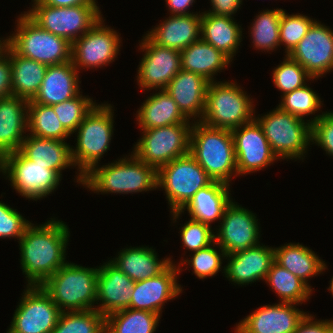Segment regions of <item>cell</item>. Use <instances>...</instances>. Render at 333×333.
<instances>
[{"instance_id": "9f6ffc18", "label": "cell", "mask_w": 333, "mask_h": 333, "mask_svg": "<svg viewBox=\"0 0 333 333\" xmlns=\"http://www.w3.org/2000/svg\"><path fill=\"white\" fill-rule=\"evenodd\" d=\"M328 290L331 292V294L333 296V287H329Z\"/></svg>"}, {"instance_id": "52a82bcc", "label": "cell", "mask_w": 333, "mask_h": 333, "mask_svg": "<svg viewBox=\"0 0 333 333\" xmlns=\"http://www.w3.org/2000/svg\"><path fill=\"white\" fill-rule=\"evenodd\" d=\"M7 39L8 45L18 55L47 66L71 61L72 44L65 38L43 30L25 13L20 14L15 33Z\"/></svg>"}, {"instance_id": "f6af8a7d", "label": "cell", "mask_w": 333, "mask_h": 333, "mask_svg": "<svg viewBox=\"0 0 333 333\" xmlns=\"http://www.w3.org/2000/svg\"><path fill=\"white\" fill-rule=\"evenodd\" d=\"M212 226L190 219L181 227V240L186 249L195 252L206 248L215 241Z\"/></svg>"}, {"instance_id": "db71d44e", "label": "cell", "mask_w": 333, "mask_h": 333, "mask_svg": "<svg viewBox=\"0 0 333 333\" xmlns=\"http://www.w3.org/2000/svg\"><path fill=\"white\" fill-rule=\"evenodd\" d=\"M8 46V39L0 40V55L5 52L6 47Z\"/></svg>"}, {"instance_id": "44dd1931", "label": "cell", "mask_w": 333, "mask_h": 333, "mask_svg": "<svg viewBox=\"0 0 333 333\" xmlns=\"http://www.w3.org/2000/svg\"><path fill=\"white\" fill-rule=\"evenodd\" d=\"M223 259H228V263L223 269L225 277L242 286L259 279L265 280L268 271L275 262V252L274 248L259 244L228 254Z\"/></svg>"}, {"instance_id": "e575fe53", "label": "cell", "mask_w": 333, "mask_h": 333, "mask_svg": "<svg viewBox=\"0 0 333 333\" xmlns=\"http://www.w3.org/2000/svg\"><path fill=\"white\" fill-rule=\"evenodd\" d=\"M160 316L132 308L115 311L105 317V333H154Z\"/></svg>"}, {"instance_id": "5b68a950", "label": "cell", "mask_w": 333, "mask_h": 333, "mask_svg": "<svg viewBox=\"0 0 333 333\" xmlns=\"http://www.w3.org/2000/svg\"><path fill=\"white\" fill-rule=\"evenodd\" d=\"M112 108L108 103L96 104L75 131L77 143L71 148V155L75 167L78 166L77 182L81 185L83 176L98 165L103 154L109 150L114 126Z\"/></svg>"}, {"instance_id": "83f0119b", "label": "cell", "mask_w": 333, "mask_h": 333, "mask_svg": "<svg viewBox=\"0 0 333 333\" xmlns=\"http://www.w3.org/2000/svg\"><path fill=\"white\" fill-rule=\"evenodd\" d=\"M29 135L24 138L18 150L24 157L47 169L55 170L60 176L62 170L75 166L71 155L72 146L65 141Z\"/></svg>"}, {"instance_id": "4316f807", "label": "cell", "mask_w": 333, "mask_h": 333, "mask_svg": "<svg viewBox=\"0 0 333 333\" xmlns=\"http://www.w3.org/2000/svg\"><path fill=\"white\" fill-rule=\"evenodd\" d=\"M230 185L223 182L212 181L206 187L200 189L189 203L181 210L172 213L173 221L187 209L190 219L199 221L211 226L214 221H221L225 209L232 199L229 197Z\"/></svg>"}, {"instance_id": "8992f818", "label": "cell", "mask_w": 333, "mask_h": 333, "mask_svg": "<svg viewBox=\"0 0 333 333\" xmlns=\"http://www.w3.org/2000/svg\"><path fill=\"white\" fill-rule=\"evenodd\" d=\"M252 99L236 82H210L201 123L208 127L235 129L254 120ZM254 116V117H253Z\"/></svg>"}, {"instance_id": "603a6c76", "label": "cell", "mask_w": 333, "mask_h": 333, "mask_svg": "<svg viewBox=\"0 0 333 333\" xmlns=\"http://www.w3.org/2000/svg\"><path fill=\"white\" fill-rule=\"evenodd\" d=\"M209 83L203 76L181 69L165 90L189 120L198 117L197 121H201Z\"/></svg>"}, {"instance_id": "484cf974", "label": "cell", "mask_w": 333, "mask_h": 333, "mask_svg": "<svg viewBox=\"0 0 333 333\" xmlns=\"http://www.w3.org/2000/svg\"><path fill=\"white\" fill-rule=\"evenodd\" d=\"M79 71L72 60L59 65L48 66L40 89L33 102L52 106L79 95ZM79 82V83H78Z\"/></svg>"}, {"instance_id": "d590c367", "label": "cell", "mask_w": 333, "mask_h": 333, "mask_svg": "<svg viewBox=\"0 0 333 333\" xmlns=\"http://www.w3.org/2000/svg\"><path fill=\"white\" fill-rule=\"evenodd\" d=\"M265 282L274 289L280 301L285 303L302 304L309 299L313 291L304 281L276 262L268 271Z\"/></svg>"}, {"instance_id": "bcb514c9", "label": "cell", "mask_w": 333, "mask_h": 333, "mask_svg": "<svg viewBox=\"0 0 333 333\" xmlns=\"http://www.w3.org/2000/svg\"><path fill=\"white\" fill-rule=\"evenodd\" d=\"M311 123V142L316 143L326 154L333 157V112H323L309 120Z\"/></svg>"}, {"instance_id": "ffe728a7", "label": "cell", "mask_w": 333, "mask_h": 333, "mask_svg": "<svg viewBox=\"0 0 333 333\" xmlns=\"http://www.w3.org/2000/svg\"><path fill=\"white\" fill-rule=\"evenodd\" d=\"M296 305L279 302L258 307L238 323L235 333H294L307 315Z\"/></svg>"}, {"instance_id": "b9f144b4", "label": "cell", "mask_w": 333, "mask_h": 333, "mask_svg": "<svg viewBox=\"0 0 333 333\" xmlns=\"http://www.w3.org/2000/svg\"><path fill=\"white\" fill-rule=\"evenodd\" d=\"M273 83L284 95L307 84L305 81L313 80L298 62L285 55L284 61L272 73Z\"/></svg>"}, {"instance_id": "7402d4cb", "label": "cell", "mask_w": 333, "mask_h": 333, "mask_svg": "<svg viewBox=\"0 0 333 333\" xmlns=\"http://www.w3.org/2000/svg\"><path fill=\"white\" fill-rule=\"evenodd\" d=\"M134 281L110 260L98 268L96 308L105 317L130 306Z\"/></svg>"}, {"instance_id": "60d3db41", "label": "cell", "mask_w": 333, "mask_h": 333, "mask_svg": "<svg viewBox=\"0 0 333 333\" xmlns=\"http://www.w3.org/2000/svg\"><path fill=\"white\" fill-rule=\"evenodd\" d=\"M281 98L278 107L302 119L310 114H315L322 104L320 97L306 84L283 96L281 95Z\"/></svg>"}, {"instance_id": "11a10c76", "label": "cell", "mask_w": 333, "mask_h": 333, "mask_svg": "<svg viewBox=\"0 0 333 333\" xmlns=\"http://www.w3.org/2000/svg\"><path fill=\"white\" fill-rule=\"evenodd\" d=\"M329 287H333V276H332V278L330 280V286Z\"/></svg>"}, {"instance_id": "4dcf8cb0", "label": "cell", "mask_w": 333, "mask_h": 333, "mask_svg": "<svg viewBox=\"0 0 333 333\" xmlns=\"http://www.w3.org/2000/svg\"><path fill=\"white\" fill-rule=\"evenodd\" d=\"M142 104L136 115L141 130L190 121L166 90L153 93Z\"/></svg>"}, {"instance_id": "9a60e30c", "label": "cell", "mask_w": 333, "mask_h": 333, "mask_svg": "<svg viewBox=\"0 0 333 333\" xmlns=\"http://www.w3.org/2000/svg\"><path fill=\"white\" fill-rule=\"evenodd\" d=\"M139 49L145 51L137 70L140 89L165 90L169 82L181 70L180 51L159 46L147 35L143 37Z\"/></svg>"}, {"instance_id": "f5cc1de1", "label": "cell", "mask_w": 333, "mask_h": 333, "mask_svg": "<svg viewBox=\"0 0 333 333\" xmlns=\"http://www.w3.org/2000/svg\"><path fill=\"white\" fill-rule=\"evenodd\" d=\"M96 0H43L42 3L52 7H72L81 4H96Z\"/></svg>"}, {"instance_id": "7dc6e473", "label": "cell", "mask_w": 333, "mask_h": 333, "mask_svg": "<svg viewBox=\"0 0 333 333\" xmlns=\"http://www.w3.org/2000/svg\"><path fill=\"white\" fill-rule=\"evenodd\" d=\"M31 224L16 209L0 202V238H17L19 240Z\"/></svg>"}, {"instance_id": "cb8c5ba5", "label": "cell", "mask_w": 333, "mask_h": 333, "mask_svg": "<svg viewBox=\"0 0 333 333\" xmlns=\"http://www.w3.org/2000/svg\"><path fill=\"white\" fill-rule=\"evenodd\" d=\"M28 103L13 95L0 98V158L20 149L28 129Z\"/></svg>"}, {"instance_id": "7c38bea8", "label": "cell", "mask_w": 333, "mask_h": 333, "mask_svg": "<svg viewBox=\"0 0 333 333\" xmlns=\"http://www.w3.org/2000/svg\"><path fill=\"white\" fill-rule=\"evenodd\" d=\"M0 171L7 175L13 189L27 199L35 201L51 194L62 178L55 170L34 163L19 151L0 158Z\"/></svg>"}, {"instance_id": "9c48e42d", "label": "cell", "mask_w": 333, "mask_h": 333, "mask_svg": "<svg viewBox=\"0 0 333 333\" xmlns=\"http://www.w3.org/2000/svg\"><path fill=\"white\" fill-rule=\"evenodd\" d=\"M99 9L97 4L52 7L38 2L24 13L43 30L65 38L72 44L102 18Z\"/></svg>"}, {"instance_id": "7a4b0ae2", "label": "cell", "mask_w": 333, "mask_h": 333, "mask_svg": "<svg viewBox=\"0 0 333 333\" xmlns=\"http://www.w3.org/2000/svg\"><path fill=\"white\" fill-rule=\"evenodd\" d=\"M189 154L213 181L230 185L232 175H238L234 139L229 129L208 127L194 120Z\"/></svg>"}, {"instance_id": "5bb4252c", "label": "cell", "mask_w": 333, "mask_h": 333, "mask_svg": "<svg viewBox=\"0 0 333 333\" xmlns=\"http://www.w3.org/2000/svg\"><path fill=\"white\" fill-rule=\"evenodd\" d=\"M103 23L102 17L90 30L72 43L71 60L78 71L79 68H101L112 63L117 57L121 45L120 36Z\"/></svg>"}, {"instance_id": "8fae6325", "label": "cell", "mask_w": 333, "mask_h": 333, "mask_svg": "<svg viewBox=\"0 0 333 333\" xmlns=\"http://www.w3.org/2000/svg\"><path fill=\"white\" fill-rule=\"evenodd\" d=\"M189 122L142 130V138L134 146L133 154L156 170L187 155L193 121Z\"/></svg>"}, {"instance_id": "f907efd6", "label": "cell", "mask_w": 333, "mask_h": 333, "mask_svg": "<svg viewBox=\"0 0 333 333\" xmlns=\"http://www.w3.org/2000/svg\"><path fill=\"white\" fill-rule=\"evenodd\" d=\"M211 9L207 11L208 13H212L218 16H228L232 17L237 10L240 8V4H242V0H210Z\"/></svg>"}, {"instance_id": "4fadbf2b", "label": "cell", "mask_w": 333, "mask_h": 333, "mask_svg": "<svg viewBox=\"0 0 333 333\" xmlns=\"http://www.w3.org/2000/svg\"><path fill=\"white\" fill-rule=\"evenodd\" d=\"M26 287L7 333H51L61 310L41 286Z\"/></svg>"}, {"instance_id": "e0dca14e", "label": "cell", "mask_w": 333, "mask_h": 333, "mask_svg": "<svg viewBox=\"0 0 333 333\" xmlns=\"http://www.w3.org/2000/svg\"><path fill=\"white\" fill-rule=\"evenodd\" d=\"M288 56L317 79L333 70V30L315 21Z\"/></svg>"}, {"instance_id": "277c9868", "label": "cell", "mask_w": 333, "mask_h": 333, "mask_svg": "<svg viewBox=\"0 0 333 333\" xmlns=\"http://www.w3.org/2000/svg\"><path fill=\"white\" fill-rule=\"evenodd\" d=\"M97 282L98 267L88 268L67 261L41 287L61 312H74L96 309Z\"/></svg>"}, {"instance_id": "ba28073f", "label": "cell", "mask_w": 333, "mask_h": 333, "mask_svg": "<svg viewBox=\"0 0 333 333\" xmlns=\"http://www.w3.org/2000/svg\"><path fill=\"white\" fill-rule=\"evenodd\" d=\"M262 127L272 152L276 157L284 159H302L310 145L311 123L281 110H275L254 118Z\"/></svg>"}, {"instance_id": "c3c4849f", "label": "cell", "mask_w": 333, "mask_h": 333, "mask_svg": "<svg viewBox=\"0 0 333 333\" xmlns=\"http://www.w3.org/2000/svg\"><path fill=\"white\" fill-rule=\"evenodd\" d=\"M12 95V68L10 62V46L0 55V98Z\"/></svg>"}, {"instance_id": "d6986e66", "label": "cell", "mask_w": 333, "mask_h": 333, "mask_svg": "<svg viewBox=\"0 0 333 333\" xmlns=\"http://www.w3.org/2000/svg\"><path fill=\"white\" fill-rule=\"evenodd\" d=\"M181 268L172 262L159 275L134 283L129 308L162 314L165 302L175 299L182 292L177 283Z\"/></svg>"}, {"instance_id": "d6a6232c", "label": "cell", "mask_w": 333, "mask_h": 333, "mask_svg": "<svg viewBox=\"0 0 333 333\" xmlns=\"http://www.w3.org/2000/svg\"><path fill=\"white\" fill-rule=\"evenodd\" d=\"M275 262L304 281L310 288L308 279L322 273L327 267L314 251L299 243H288L274 248Z\"/></svg>"}, {"instance_id": "ab89813d", "label": "cell", "mask_w": 333, "mask_h": 333, "mask_svg": "<svg viewBox=\"0 0 333 333\" xmlns=\"http://www.w3.org/2000/svg\"><path fill=\"white\" fill-rule=\"evenodd\" d=\"M95 105L92 98L79 94L69 100L52 105V107L61 124L70 134H73Z\"/></svg>"}, {"instance_id": "6f0895ef", "label": "cell", "mask_w": 333, "mask_h": 333, "mask_svg": "<svg viewBox=\"0 0 333 333\" xmlns=\"http://www.w3.org/2000/svg\"><path fill=\"white\" fill-rule=\"evenodd\" d=\"M43 0H33V4H35V3H38V2H42Z\"/></svg>"}, {"instance_id": "ac0fdd59", "label": "cell", "mask_w": 333, "mask_h": 333, "mask_svg": "<svg viewBox=\"0 0 333 333\" xmlns=\"http://www.w3.org/2000/svg\"><path fill=\"white\" fill-rule=\"evenodd\" d=\"M231 132L239 176L262 170L278 159L255 119Z\"/></svg>"}, {"instance_id": "f546056e", "label": "cell", "mask_w": 333, "mask_h": 333, "mask_svg": "<svg viewBox=\"0 0 333 333\" xmlns=\"http://www.w3.org/2000/svg\"><path fill=\"white\" fill-rule=\"evenodd\" d=\"M233 17L201 13V39L225 54L231 61L242 40V28Z\"/></svg>"}, {"instance_id": "2e32d148", "label": "cell", "mask_w": 333, "mask_h": 333, "mask_svg": "<svg viewBox=\"0 0 333 333\" xmlns=\"http://www.w3.org/2000/svg\"><path fill=\"white\" fill-rule=\"evenodd\" d=\"M215 235L216 246H220L226 255L259 245L260 231L258 219L237 202H230L221 218Z\"/></svg>"}, {"instance_id": "681fc988", "label": "cell", "mask_w": 333, "mask_h": 333, "mask_svg": "<svg viewBox=\"0 0 333 333\" xmlns=\"http://www.w3.org/2000/svg\"><path fill=\"white\" fill-rule=\"evenodd\" d=\"M294 333H333V320H314L309 313L299 323Z\"/></svg>"}, {"instance_id": "f35d334b", "label": "cell", "mask_w": 333, "mask_h": 333, "mask_svg": "<svg viewBox=\"0 0 333 333\" xmlns=\"http://www.w3.org/2000/svg\"><path fill=\"white\" fill-rule=\"evenodd\" d=\"M51 333H105V316L97 309L61 312Z\"/></svg>"}, {"instance_id": "7bdbcfd3", "label": "cell", "mask_w": 333, "mask_h": 333, "mask_svg": "<svg viewBox=\"0 0 333 333\" xmlns=\"http://www.w3.org/2000/svg\"><path fill=\"white\" fill-rule=\"evenodd\" d=\"M316 20L303 14H287L284 10L279 25L280 44L284 45L286 55L307 34L308 29Z\"/></svg>"}, {"instance_id": "1f68e13d", "label": "cell", "mask_w": 333, "mask_h": 333, "mask_svg": "<svg viewBox=\"0 0 333 333\" xmlns=\"http://www.w3.org/2000/svg\"><path fill=\"white\" fill-rule=\"evenodd\" d=\"M181 69L199 74L213 82L217 72L228 67L232 61L213 45L202 39L180 51Z\"/></svg>"}, {"instance_id": "30bf717a", "label": "cell", "mask_w": 333, "mask_h": 333, "mask_svg": "<svg viewBox=\"0 0 333 333\" xmlns=\"http://www.w3.org/2000/svg\"><path fill=\"white\" fill-rule=\"evenodd\" d=\"M212 181L189 153L157 170V188H164L170 212L181 211L200 189Z\"/></svg>"}, {"instance_id": "74e56055", "label": "cell", "mask_w": 333, "mask_h": 333, "mask_svg": "<svg viewBox=\"0 0 333 333\" xmlns=\"http://www.w3.org/2000/svg\"><path fill=\"white\" fill-rule=\"evenodd\" d=\"M283 9L265 10L256 16L250 27L253 47L272 51L280 46L279 25Z\"/></svg>"}, {"instance_id": "816d5d0a", "label": "cell", "mask_w": 333, "mask_h": 333, "mask_svg": "<svg viewBox=\"0 0 333 333\" xmlns=\"http://www.w3.org/2000/svg\"><path fill=\"white\" fill-rule=\"evenodd\" d=\"M168 9L172 15H186L193 14L187 11L194 0H165Z\"/></svg>"}, {"instance_id": "836d02e7", "label": "cell", "mask_w": 333, "mask_h": 333, "mask_svg": "<svg viewBox=\"0 0 333 333\" xmlns=\"http://www.w3.org/2000/svg\"><path fill=\"white\" fill-rule=\"evenodd\" d=\"M12 95L32 100L38 93L47 65L18 55L10 47Z\"/></svg>"}, {"instance_id": "3957f363", "label": "cell", "mask_w": 333, "mask_h": 333, "mask_svg": "<svg viewBox=\"0 0 333 333\" xmlns=\"http://www.w3.org/2000/svg\"><path fill=\"white\" fill-rule=\"evenodd\" d=\"M118 159L98 167L95 165L83 176V186L102 193H139L157 188V170L142 162L133 153L130 158Z\"/></svg>"}, {"instance_id": "8d00e7d4", "label": "cell", "mask_w": 333, "mask_h": 333, "mask_svg": "<svg viewBox=\"0 0 333 333\" xmlns=\"http://www.w3.org/2000/svg\"><path fill=\"white\" fill-rule=\"evenodd\" d=\"M28 129L31 135L47 139L64 141L71 134L58 119L52 106L28 103Z\"/></svg>"}, {"instance_id": "ee69618b", "label": "cell", "mask_w": 333, "mask_h": 333, "mask_svg": "<svg viewBox=\"0 0 333 333\" xmlns=\"http://www.w3.org/2000/svg\"><path fill=\"white\" fill-rule=\"evenodd\" d=\"M215 245L217 244L214 241L208 247L195 251L194 254L190 256V260L186 259L180 261L181 264L179 265L191 264L190 266L193 268V273L199 279H205L216 275L222 267V258L226 257V253L220 246H218L220 249L217 251V249L213 248L216 247ZM218 252L221 253L219 254Z\"/></svg>"}, {"instance_id": "f1b7e54d", "label": "cell", "mask_w": 333, "mask_h": 333, "mask_svg": "<svg viewBox=\"0 0 333 333\" xmlns=\"http://www.w3.org/2000/svg\"><path fill=\"white\" fill-rule=\"evenodd\" d=\"M110 261L134 282L146 280L162 273L173 261L171 258L159 260L152 247H129L118 252Z\"/></svg>"}, {"instance_id": "d4e9b609", "label": "cell", "mask_w": 333, "mask_h": 333, "mask_svg": "<svg viewBox=\"0 0 333 333\" xmlns=\"http://www.w3.org/2000/svg\"><path fill=\"white\" fill-rule=\"evenodd\" d=\"M146 35L157 45L181 51L201 39V13L172 15Z\"/></svg>"}, {"instance_id": "6da1fadb", "label": "cell", "mask_w": 333, "mask_h": 333, "mask_svg": "<svg viewBox=\"0 0 333 333\" xmlns=\"http://www.w3.org/2000/svg\"><path fill=\"white\" fill-rule=\"evenodd\" d=\"M63 221L51 218L42 225L30 224L19 239L20 263L27 286H41L66 263V247L70 237Z\"/></svg>"}]
</instances>
